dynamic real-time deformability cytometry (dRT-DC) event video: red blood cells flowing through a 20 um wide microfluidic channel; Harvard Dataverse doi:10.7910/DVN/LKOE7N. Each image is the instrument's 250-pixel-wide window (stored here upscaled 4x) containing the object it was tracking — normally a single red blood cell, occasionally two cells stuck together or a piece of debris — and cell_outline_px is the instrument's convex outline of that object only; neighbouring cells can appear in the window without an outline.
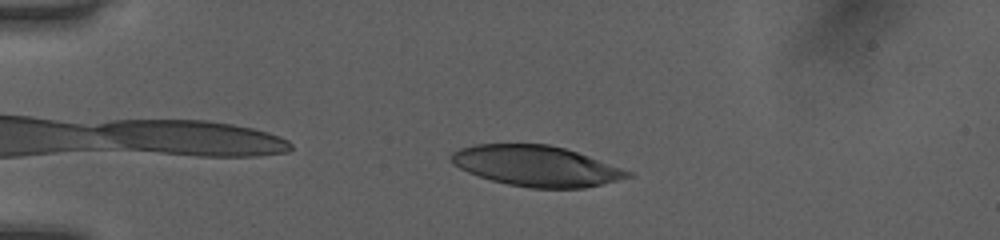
{"species": "human", "species_latin": "Homo sapiens", "temperature_condition": "room temperature", "stored_images_in_passage": 43, "camera_frame_rate_fps": 3000, "um_per_image_px": 0.085, "donor": {"sex": "female"}, "frame": {"image": 1, "passage_image": 5, "time_ms": 1.333, "image_size_px": [1000, 240], "cell_outline_px": [[632, 176], [584, 188], [532, 188], [508, 184], [492, 180], [468, 172], [452, 164], [448, 156], [452, 152], [460, 148], [476, 144], [548, 144], [564, 148], [588, 156], [632, 172]], "centroid_in_image_um": [45.52, 14.1], "position_along_channel_um": 39.5, "area_um2": 41.33}}
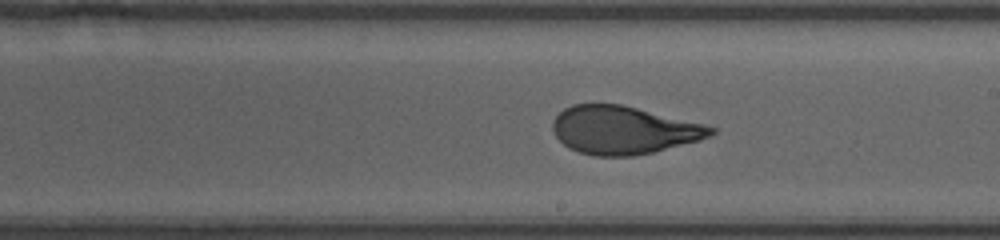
{"frame": {"image": 2, "passage_image": 23, "time_ms": 7.333, "image_size_px": [1000, 240], "cell_outline_px": [[716, 132], [712, 136], [700, 140], [652, 152], [632, 156], [596, 156], [580, 152], [568, 148], [556, 136], [552, 128], [552, 120], [564, 108], [572, 104], [620, 104], [704, 124], [716, 128]], "centroid_in_image_um": [52.99, 11.06], "position_along_channel_um": 236.0, "area_um2": 44.04}}
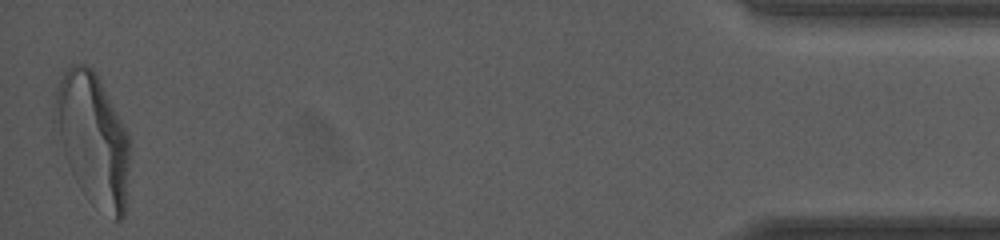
{"frame": {"image": 3, "passage_image": 43, "time_ms": 14.0, "image_size_px": [1000, 240], "cell_outline_px": [[128, 164], [124, 216], [120, 224], [116, 220], [72, 172], [64, 156], [52, 124], [52, 112], [56, 88], [64, 72], [72, 64], [84, 64], [92, 68], [96, 72], [128, 136]], "centroid_in_image_um": [7.83, 11.64], "position_along_channel_um": 427.4, "area_um2": 55.31}, "authors_computed_cell_mechanics": {"area_um2": 44.6216, "velocity_mm_per_s": 4.0606, "shape_relaxation_time_tau1_ms": 5.8609, "shape_relaxation_time_tau2_ms": 0.7363, "deformation_change_tau1": 0.2608, "deformation_change_tau2": 0.0632}}